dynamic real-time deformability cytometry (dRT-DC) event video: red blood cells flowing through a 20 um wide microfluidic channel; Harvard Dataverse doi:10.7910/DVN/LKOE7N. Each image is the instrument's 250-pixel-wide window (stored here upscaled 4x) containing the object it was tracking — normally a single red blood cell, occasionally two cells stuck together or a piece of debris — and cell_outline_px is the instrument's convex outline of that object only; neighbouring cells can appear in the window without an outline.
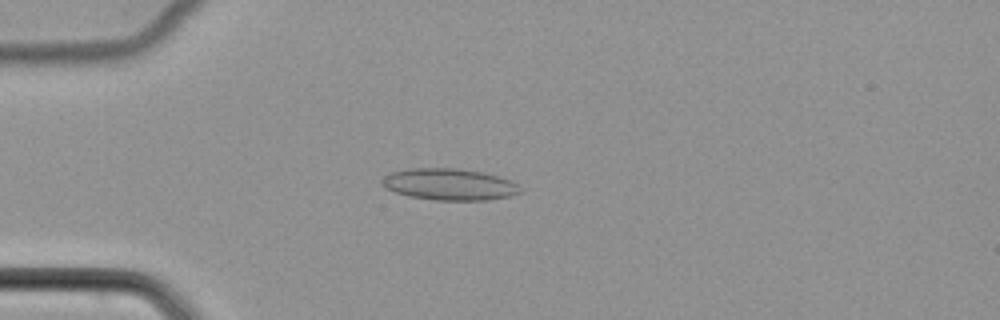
{"species": "common noctule bat (a hibernating species)", "species_latin": "Nyctalus noctula", "temperature_condition": "cold", "stored_images_in_passage": 51, "camera_frame_rate_fps": 3000, "um_per_image_px": 0.085, "animal": {"sex": "female", "body_mass_g": 22.7, "forearm_length_mm": 54.2}, "frame": {"image": 1, "passage_image": 14, "time_ms": 4.333, "image_size_px": [1000, 320], "cell_outline_px": [[524, 192], [512, 196], [488, 200], [436, 200], [412, 196], [396, 192], [384, 188], [380, 184], [380, 180], [384, 176], [392, 172], [408, 168], [456, 168], [484, 172], [500, 176], [512, 180]], "centroid_in_image_um": [38.23, 15.66], "position_along_channel_um": 46.8, "area_um2": 25.72}}
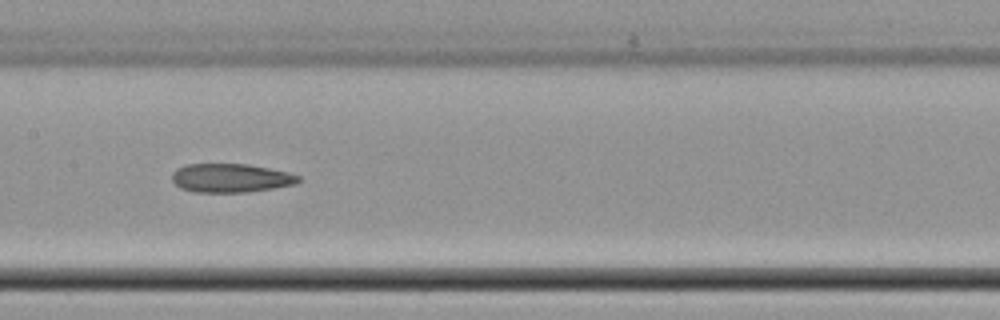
{"frame": {"image": 2, "passage_image": 26, "time_ms": 8.333, "image_size_px": [1000, 320], "cell_outline_px": [[300, 180], [296, 184], [272, 188], [244, 192], [192, 192], [180, 188], [172, 180], [172, 172], [176, 168], [184, 164], [248, 164], [288, 172], [300, 176]], "centroid_in_image_um": [19.58, 15.12], "position_along_channel_um": 187.8, "area_um2": 21.21}}
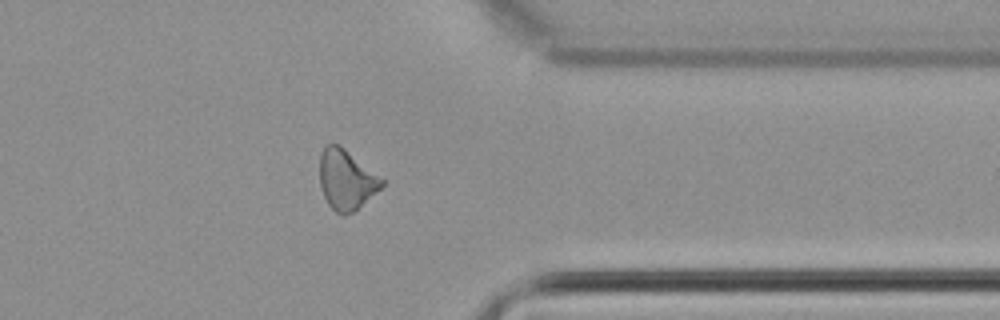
{"frame": {"image": 3, "passage_image": 41, "time_ms": 13.333, "image_size_px": [1000, 320], "cell_outline_px": [[384, 184], [380, 188], [352, 212], [344, 216], [340, 216], [328, 204], [320, 188], [320, 152], [328, 144], [340, 144], [384, 180]], "centroid_in_image_um": [29.4, 15.26], "position_along_channel_um": 382.0, "area_um2": 21.44}}